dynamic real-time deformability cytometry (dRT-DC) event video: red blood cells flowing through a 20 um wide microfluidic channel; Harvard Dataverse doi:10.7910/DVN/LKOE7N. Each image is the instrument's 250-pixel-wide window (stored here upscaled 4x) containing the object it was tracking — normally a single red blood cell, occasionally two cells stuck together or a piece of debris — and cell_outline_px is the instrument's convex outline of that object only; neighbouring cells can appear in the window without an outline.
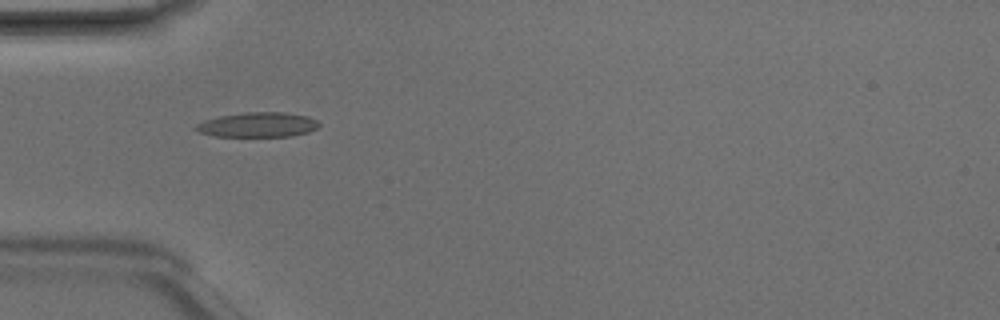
{"species": "Egyptian fruit bat (a non-hibernating species)", "species_latin": "Rousettus aegyptiacus", "temperature_condition": "room temperature", "stored_images_in_passage": 6, "camera_frame_rate_fps": 3000, "um_per_image_px": 0.085, "animal": {"sex": "male"}, "frame": {"image": 1, "passage_image": 4, "time_ms": 1.0, "image_size_px": [1000, 320], "cell_outline_px": [[320, 124], [316, 128], [308, 132], [292, 136], [212, 136], [200, 132], [192, 128], [196, 124], [204, 120], [220, 116], [244, 112], [284, 112], [308, 116], [316, 120]], "centroid_in_image_um": [21.89, 10.6], "position_along_channel_um": 63.1, "area_um2": 17.8}}